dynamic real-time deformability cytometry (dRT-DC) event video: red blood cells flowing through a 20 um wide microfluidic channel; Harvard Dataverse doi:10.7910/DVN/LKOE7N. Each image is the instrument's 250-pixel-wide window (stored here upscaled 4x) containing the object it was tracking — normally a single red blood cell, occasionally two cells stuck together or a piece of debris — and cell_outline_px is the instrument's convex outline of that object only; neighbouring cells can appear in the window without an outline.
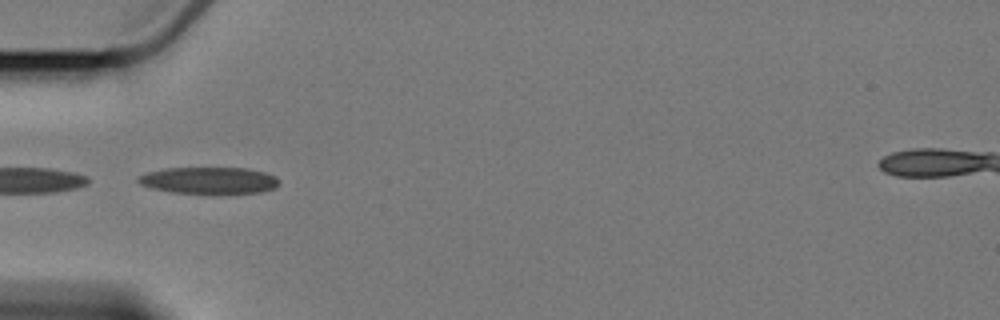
{"species": "Egyptian fruit bat (a non-hibernating species)", "species_latin": "Rousettus aegyptiacus", "temperature_condition": "cold", "stored_images_in_passage": 5, "camera_frame_rate_fps": 3000, "um_per_image_px": 0.085, "animal": {"sex": "female"}, "frame": {"image": 1, "passage_image": 2, "time_ms": 1.333, "image_size_px": [1000, 320], "cell_outline_px": [[280, 184], [276, 188], [260, 192], [172, 192], [152, 188], [140, 184], [136, 180], [136, 176], [148, 172], [168, 168], [248, 168], [264, 172], [276, 176], [280, 180]], "centroid_in_image_um": [17.78, 15.31], "position_along_channel_um": 67.2, "area_um2": 21.62}}
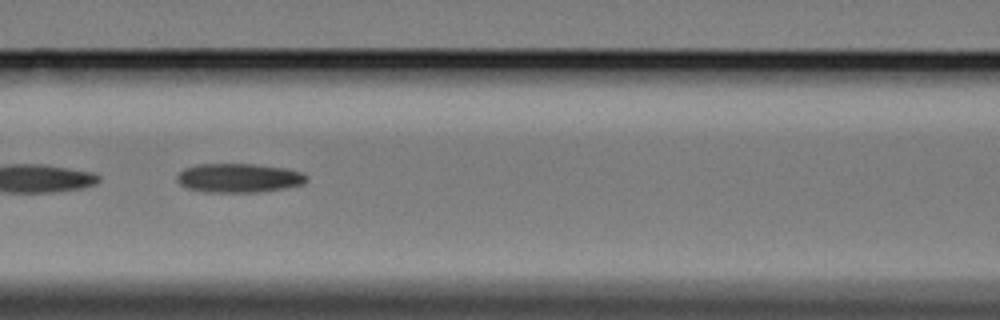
{"frame": {"image": 2, "passage_image": 4, "time_ms": 3.667, "image_size_px": [1000, 320], "cell_outline_px": [[308, 180], [304, 184], [284, 188], [256, 192], [204, 192], [188, 188], [180, 184], [176, 180], [176, 176], [184, 168], [196, 164], [252, 164], [284, 168], [304, 172], [308, 176]], "centroid_in_image_um": [20.31, 15.12], "position_along_channel_um": 146.3, "area_um2": 22.02}}